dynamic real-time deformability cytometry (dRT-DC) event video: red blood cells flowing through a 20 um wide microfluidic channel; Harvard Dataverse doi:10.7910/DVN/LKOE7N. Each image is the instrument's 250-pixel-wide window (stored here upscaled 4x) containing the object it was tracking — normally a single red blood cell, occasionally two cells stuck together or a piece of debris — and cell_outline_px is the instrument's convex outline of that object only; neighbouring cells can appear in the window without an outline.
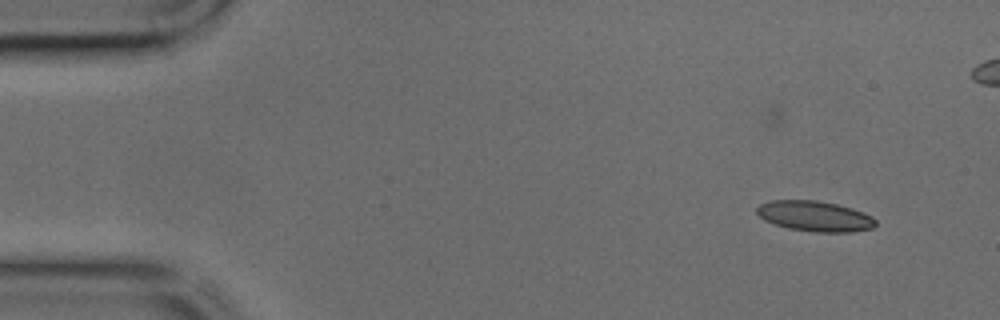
{"species": "common noctule bat (a hibernating species)", "species_latin": "Nyctalus noctula", "temperature_condition": "cold", "stored_images_in_passage": 43, "camera_frame_rate_fps": 3000, "um_per_image_px": 0.085, "animal": {"sex": "male", "body_mass_g": 17.9, "forearm_length_mm": 54.2}, "frame": {"image": 1, "passage_image": 1, "time_ms": 0.0, "image_size_px": [1000, 320], "cell_outline_px": [[876, 224], [872, 228], [852, 232], [816, 232], [788, 228], [764, 220], [756, 212], [756, 208], [760, 204], [772, 200], [816, 200], [836, 204], [852, 208], [872, 216], [876, 220]], "centroid_in_image_um": [69.27, 18.37], "position_along_channel_um": 15.7, "area_um2": 20.98}}
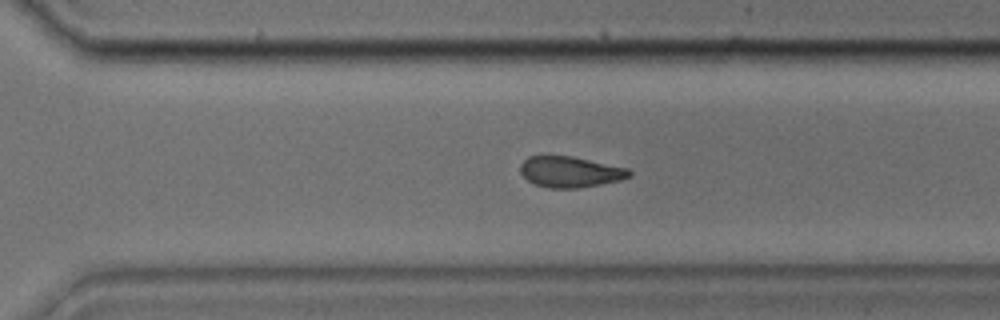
{"frame": {"image": 2, "passage_image": 28, "time_ms": 9.0, "image_size_px": [1000, 320], "cell_outline_px": [[632, 176], [620, 180], [600, 184], [576, 188], [548, 188], [532, 184], [520, 172], [520, 164], [528, 156], [572, 156], [628, 168], [632, 172]], "centroid_in_image_um": [48.45, 14.61], "position_along_channel_um": 322.1, "area_um2": 19.65}}
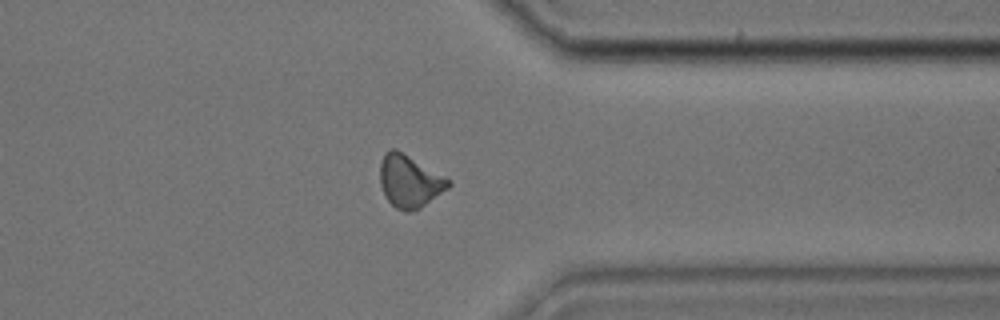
{"frame": {"image": 3, "passage_image": 32, "time_ms": 10.333, "image_size_px": [1000, 320], "cell_outline_px": [[452, 184], [448, 188], [420, 208], [408, 212], [404, 212], [396, 208], [388, 200], [380, 184], [380, 160], [384, 152], [392, 148], [396, 148], [452, 180]], "centroid_in_image_um": [34.81, 15.38], "position_along_channel_um": 376.6, "area_um2": 20.98}}